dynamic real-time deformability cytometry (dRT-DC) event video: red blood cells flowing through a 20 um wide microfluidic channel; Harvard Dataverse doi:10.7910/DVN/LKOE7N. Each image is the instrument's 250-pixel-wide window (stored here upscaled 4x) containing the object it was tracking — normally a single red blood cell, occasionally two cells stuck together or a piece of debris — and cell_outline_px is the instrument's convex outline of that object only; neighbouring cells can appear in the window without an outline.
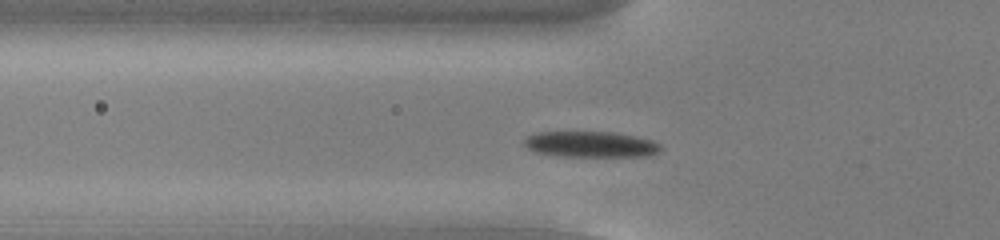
{"species": "common noctule bat (a hibernating species)", "species_latin": "Nyctalus noctula", "temperature_condition": "cold", "stored_images_in_passage": 38, "camera_frame_rate_fps": 3000, "um_per_image_px": 0.085, "animal": {"sex": "male", "body_mass_g": 13.0, "forearm_length_mm": 53.1}, "frame": {"image": 1, "passage_image": 3, "time_ms": 0.667, "image_size_px": [1000, 240], "cell_outline_px": [[656, 148], [648, 152], [564, 152], [540, 148], [532, 144], [532, 140], [536, 136], [616, 136], [640, 140]], "centroid_in_image_um": [50.27, 12.25], "position_along_channel_um": 75.5, "area_um2": 12.2}}
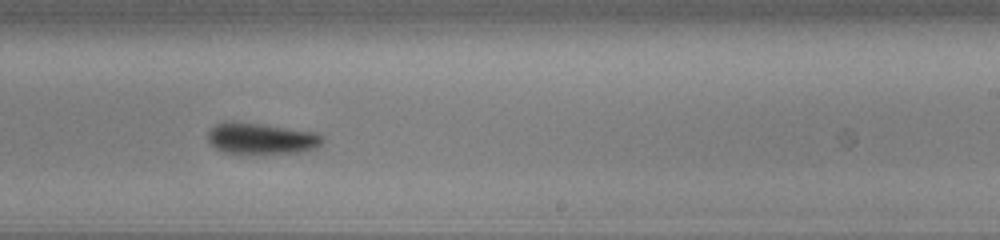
{"frame": {"image": 2, "passage_image": 18, "time_ms": 5.667, "image_size_px": [1000, 240], "cell_outline_px": [[316, 140], [308, 144], [288, 148], [232, 148], [220, 144], [212, 136], [216, 128], [264, 128], [312, 136]], "centroid_in_image_um": [22.08, 11.75], "position_along_channel_um": 266.9, "area_um2": 11.96}}
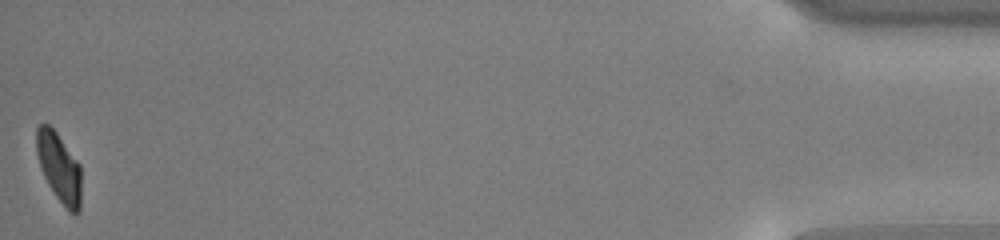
{"frame": {"image": 3, "passage_image": 38, "time_ms": 12.333, "image_size_px": [1000, 240], "cell_outline_px": [[80, 192], [76, 212], [72, 212], [64, 204], [52, 188], [44, 172], [40, 160], [36, 144], [36, 132], [40, 124], [48, 124], [52, 128], [80, 168]], "centroid_in_image_um": [5.0, 14.16], "position_along_channel_um": 430.2, "area_um2": 16.13}, "authors_computed_cell_mechanics": {"area_um2": 13.6119, "velocity_mm_per_s": 3.8269, "shape_relaxation_time_tau1_ms": 5.8121, "shape_relaxation_time_tau2_ms": null, "deformation_change_tau1": 0.2255, "deformation_change_tau2": null}}